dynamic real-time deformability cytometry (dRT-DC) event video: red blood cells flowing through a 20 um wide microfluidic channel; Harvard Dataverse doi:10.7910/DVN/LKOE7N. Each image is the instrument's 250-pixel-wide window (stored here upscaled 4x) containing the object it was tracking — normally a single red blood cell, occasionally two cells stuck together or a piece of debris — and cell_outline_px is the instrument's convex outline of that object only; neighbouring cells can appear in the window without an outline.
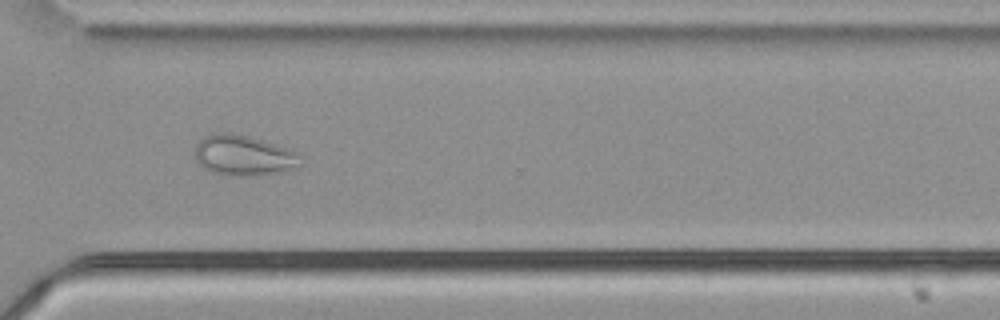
{"species": "common noctule bat (a hibernating species)", "species_latin": "Nyctalus noctula", "temperature_condition": "cold", "stored_images_in_passage": 55, "camera_frame_rate_fps": 3000, "um_per_image_px": 0.085, "animal": {"sex": "male", "body_mass_g": 21.5, "forearm_length_mm": 52.0}, "frame": {"image": 1, "passage_image": 41, "time_ms": 13.333, "image_size_px": [1000, 320], "cell_outline_px": [[300, 164], [280, 172], [256, 176], [228, 176], [208, 172], [196, 160], [196, 144], [208, 132], [232, 132], [248, 136], [288, 148], [296, 152], [300, 156]], "centroid_in_image_um": [20.64, 13.21], "position_along_channel_um": 350.0, "area_um2": 25.09}}
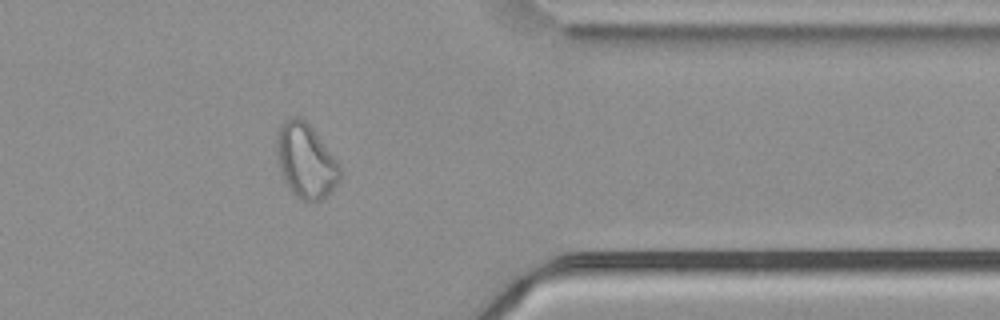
{"frame": {"image": 2, "passage_image": 45, "time_ms": 14.667, "image_size_px": [1000, 320], "cell_outline_px": [[340, 180], [332, 192], [320, 200], [300, 200], [292, 196], [280, 172], [276, 156], [276, 136], [284, 120], [292, 116], [296, 116], [304, 120], [312, 128], [336, 160], [340, 168]], "centroid_in_image_um": [25.96, 13.7], "position_along_channel_um": 385.4, "area_um2": 27.51}}
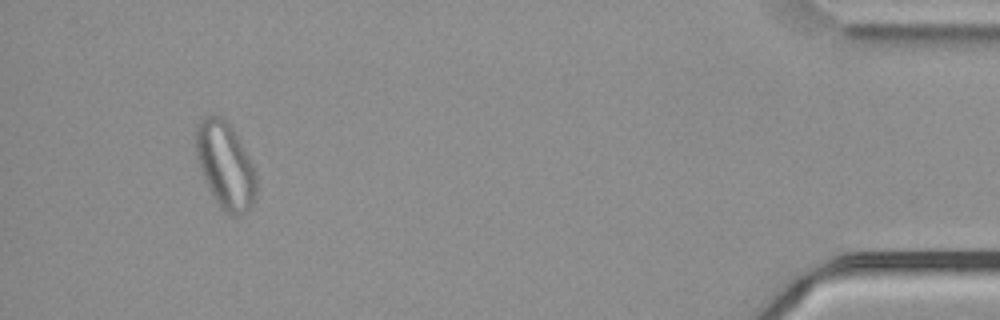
{"frame": {"image": 3, "passage_image": 52, "time_ms": 17.0, "image_size_px": [1000, 320], "cell_outline_px": [[256, 196], [252, 204], [240, 216], [228, 216], [224, 212], [208, 188], [204, 180], [196, 156], [196, 124], [200, 120], [208, 116], [220, 116], [232, 128], [244, 148], [252, 164], [256, 176]], "centroid_in_image_um": [19.14, 14.09], "position_along_channel_um": 416.1, "area_um2": 30.17}, "authors_computed_cell_mechanics": {"area_um2": 28.2642, "velocity_mm_per_s": 3.7372, "shape_relaxation_time_tau1_ms": null, "shape_relaxation_time_tau2_ms": 1.3743, "deformation_change_tau1": null, "deformation_change_tau2": 0.0596}}